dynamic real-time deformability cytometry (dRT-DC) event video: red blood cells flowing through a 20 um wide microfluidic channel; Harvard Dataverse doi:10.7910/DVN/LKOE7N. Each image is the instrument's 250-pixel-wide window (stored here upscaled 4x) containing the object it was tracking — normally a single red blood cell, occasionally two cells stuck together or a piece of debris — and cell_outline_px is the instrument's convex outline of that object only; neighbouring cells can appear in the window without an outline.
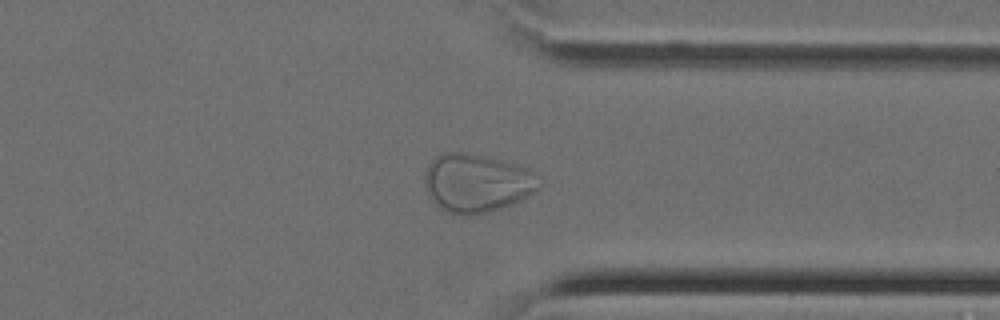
{"species": "Egyptian fruit bat (a non-hibernating species)", "species_latin": "Rousettus aegyptiacus", "temperature_condition": "cold", "stored_images_in_passage": 39, "camera_frame_rate_fps": 3000, "um_per_image_px": 0.085, "animal": {"sex": "female"}, "frame": {"image": 1, "passage_image": 30, "time_ms": 9.667, "image_size_px": [1000, 320], "cell_outline_px": [[540, 188], [536, 192], [512, 204], [488, 212], [468, 216], [464, 216], [444, 212], [436, 204], [424, 184], [424, 176], [428, 164], [440, 152], [460, 152], [484, 156], [504, 160], [528, 168], [536, 172]], "centroid_in_image_um": [40.54, 15.56], "position_along_channel_um": 370.9, "area_um2": 39.25}}
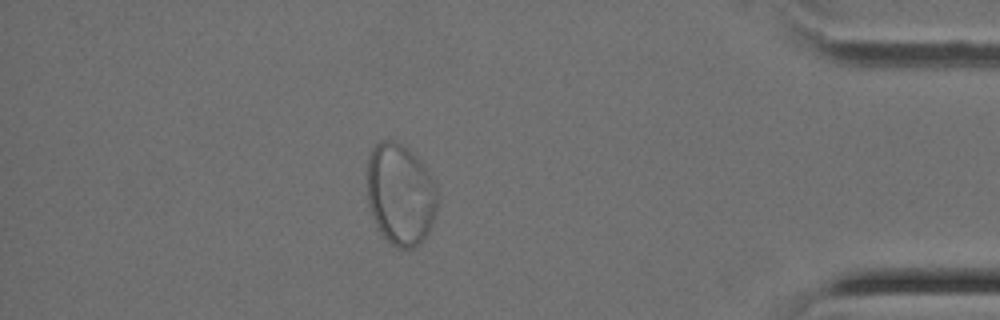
{"frame": {"image": 2, "passage_image": 34, "time_ms": 11.0, "image_size_px": [1000, 320], "cell_outline_px": [[436, 212], [428, 232], [412, 248], [400, 248], [392, 244], [380, 232], [372, 216], [368, 204], [368, 156], [372, 148], [380, 140], [392, 140], [408, 148], [424, 164], [436, 184]], "centroid_in_image_um": [34.02, 16.48], "position_along_channel_um": 401.2, "area_um2": 41.33}}